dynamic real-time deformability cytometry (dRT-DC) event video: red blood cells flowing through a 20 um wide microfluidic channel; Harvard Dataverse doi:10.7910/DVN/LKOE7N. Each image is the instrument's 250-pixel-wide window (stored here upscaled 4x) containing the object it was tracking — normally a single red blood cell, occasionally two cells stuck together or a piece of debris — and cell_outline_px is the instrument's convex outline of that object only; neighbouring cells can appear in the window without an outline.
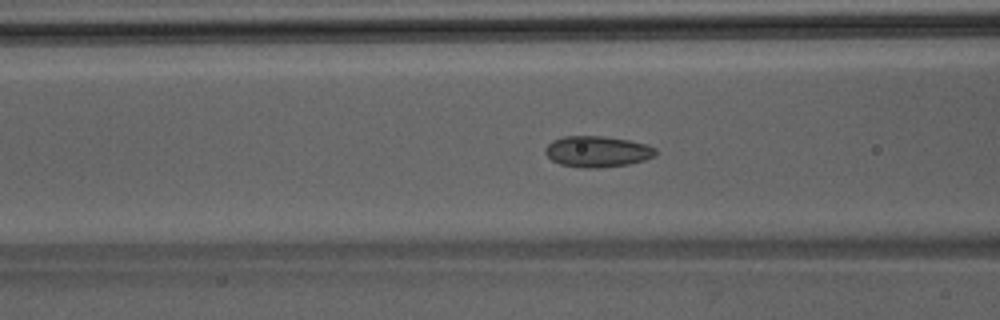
{"species": "Egyptian fruit bat (a non-hibernating species)", "species_latin": "Rousettus aegyptiacus", "temperature_condition": "room temperature", "stored_images_in_passage": 50, "camera_frame_rate_fps": 3000, "um_per_image_px": 0.085, "animal": {"sex": "male"}, "frame": {"image": 1, "passage_image": 20, "time_ms": 6.333, "image_size_px": [1000, 320], "cell_outline_px": [[656, 156], [644, 160], [628, 164], [600, 168], [584, 168], [560, 164], [552, 160], [544, 152], [544, 148], [552, 140], [564, 136], [604, 136], [628, 140], [648, 144], [656, 148]], "centroid_in_image_um": [50.78, 12.88], "position_along_channel_um": 115.8, "area_um2": 20.11}}
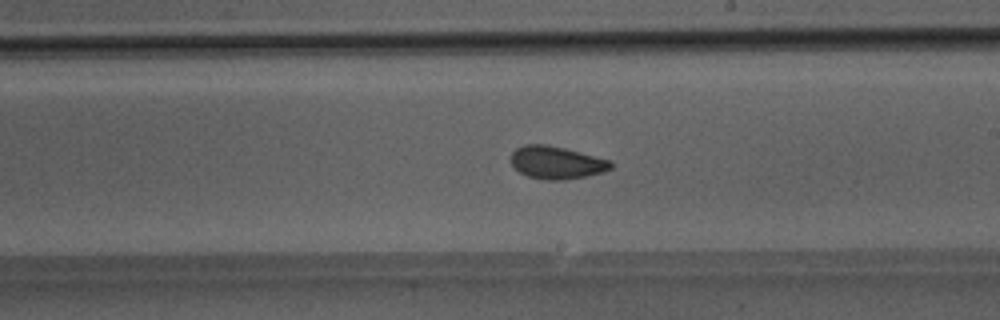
{"frame": {"image": 2, "passage_image": 29, "time_ms": 9.333, "image_size_px": [1000, 320], "cell_outline_px": [[612, 168], [604, 172], [564, 180], [544, 180], [528, 176], [520, 172], [512, 164], [512, 152], [516, 148], [524, 144], [544, 144], [564, 148], [608, 160], [612, 164]], "centroid_in_image_um": [47.28, 13.82], "position_along_channel_um": 241.7, "area_um2": 18.73}}
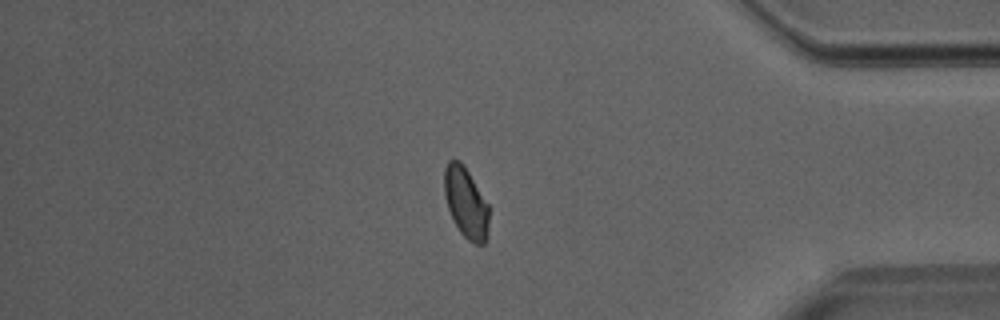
{"frame": {"image": 3, "passage_image": 42, "time_ms": 13.667, "image_size_px": [1000, 320], "cell_outline_px": [[488, 224], [484, 244], [476, 244], [468, 240], [460, 232], [452, 220], [444, 196], [444, 168], [448, 160], [460, 160], [468, 172], [488, 204]], "centroid_in_image_um": [39.56, 17.22], "position_along_channel_um": 395.6, "area_um2": 18.21}}